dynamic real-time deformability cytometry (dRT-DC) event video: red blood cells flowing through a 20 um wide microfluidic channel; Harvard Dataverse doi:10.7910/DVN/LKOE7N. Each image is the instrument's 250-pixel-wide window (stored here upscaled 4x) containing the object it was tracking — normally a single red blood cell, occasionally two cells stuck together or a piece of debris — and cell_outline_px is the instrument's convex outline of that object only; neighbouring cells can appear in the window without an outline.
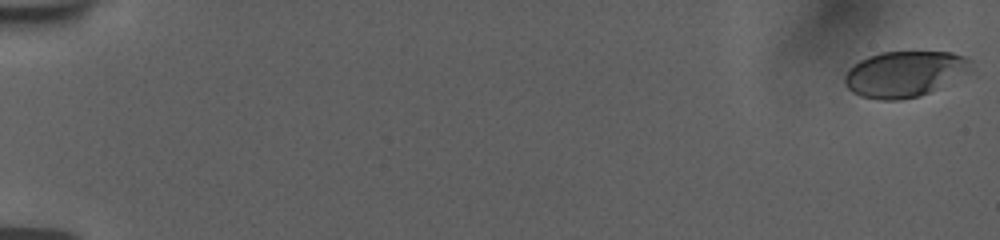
{"species": "human", "species_latin": "Homo sapiens", "temperature_condition": "room temperature", "stored_images_in_passage": 57, "camera_frame_rate_fps": 3000, "um_per_image_px": 0.085, "donor": {"sex": "female"}, "frame": {"image": 1, "passage_image": 1, "time_ms": 0.0, "image_size_px": [1000, 240], "cell_outline_px": [[972, 68], [968, 72], [920, 96], [900, 100], [880, 100], [860, 96], [852, 92], [844, 84], [844, 76], [848, 68], [860, 60], [868, 56], [880, 52], [952, 52], [964, 56], [972, 60]], "centroid_in_image_um": [76.85, 6.28], "position_along_channel_um": 8.2, "area_um2": 33.7}}
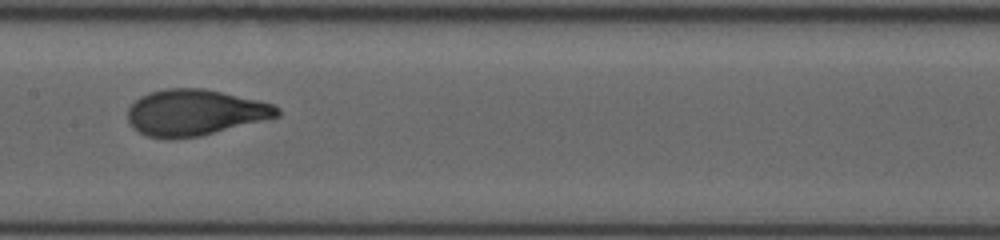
{"frame": {"image": 2, "passage_image": 31, "time_ms": 10.0, "image_size_px": [1000, 240], "cell_outline_px": [[280, 116], [200, 136], [176, 140], [148, 136], [132, 128], [128, 120], [128, 108], [140, 96], [148, 92], [168, 88], [204, 88], [256, 100], [272, 104], [280, 108]], "centroid_in_image_um": [16.53, 9.57], "position_along_channel_um": 190.9, "area_um2": 40.11}}
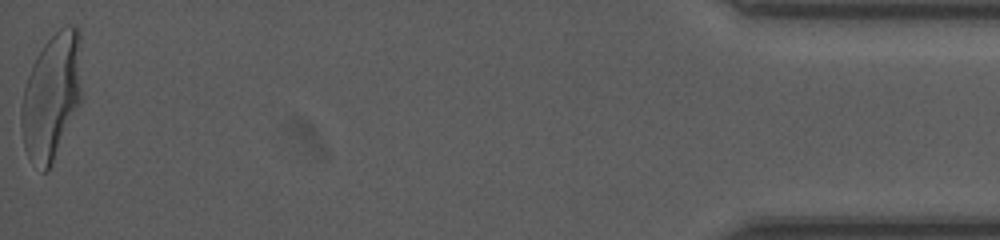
{"frame": {"image": 3, "passage_image": 57, "time_ms": 18.667, "image_size_px": [1000, 240], "cell_outline_px": [[80, 104], [48, 168], [44, 172], [28, 156], [24, 148], [20, 124], [20, 108], [24, 88], [32, 64], [36, 56], [44, 44], [60, 28], [68, 24], [72, 24], [80, 28]], "centroid_in_image_um": [4.36, 8.12], "position_along_channel_um": 430.8, "area_um2": 43.93}, "authors_computed_cell_mechanics": {"area_um2": 39.6508, "velocity_mm_per_s": 3.7451, "shape_relaxation_time_tau1_ms": 4.7273, "shape_relaxation_time_tau2_ms": null, "deformation_change_tau1": 0.2075, "deformation_change_tau2": null}}